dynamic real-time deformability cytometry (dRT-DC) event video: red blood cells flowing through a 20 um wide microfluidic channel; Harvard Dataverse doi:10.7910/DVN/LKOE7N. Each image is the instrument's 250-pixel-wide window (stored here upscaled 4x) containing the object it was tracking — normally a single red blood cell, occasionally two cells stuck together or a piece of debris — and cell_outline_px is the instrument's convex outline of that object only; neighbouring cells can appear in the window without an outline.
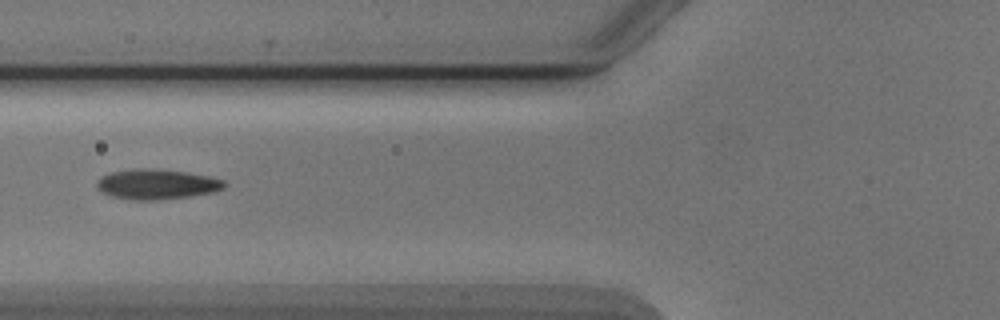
{"species": "Egyptian fruit bat (a non-hibernating species)", "species_latin": "Rousettus aegyptiacus", "temperature_condition": "cold", "stored_images_in_passage": 7, "camera_frame_rate_fps": 3000, "um_per_image_px": 0.085, "animal": {"sex": "male"}, "frame": {"image": 1, "passage_image": 6, "time_ms": 7.0, "image_size_px": [1000, 320], "cell_outline_px": [[224, 188], [212, 192], [188, 196], [156, 200], [132, 200], [112, 196], [96, 188], [96, 180], [100, 176], [112, 172], [132, 168], [144, 168], [188, 172], [208, 176], [224, 180]], "centroid_in_image_um": [13.27, 15.65], "position_along_channel_um": 112.5, "area_um2": 22.25}}
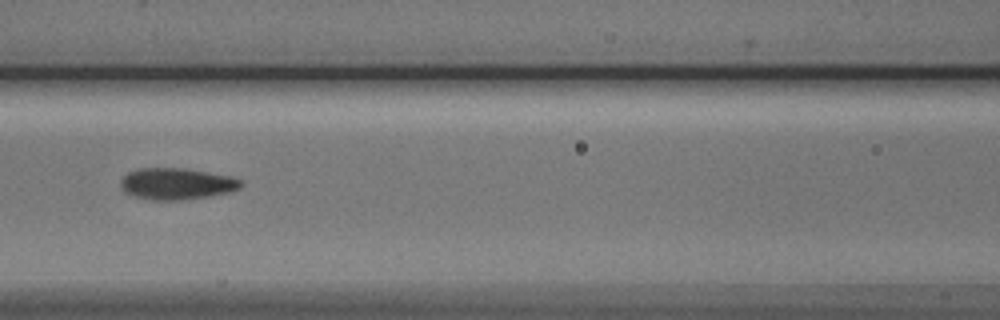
{"frame": {"image": 2, "passage_image": 7, "time_ms": 8.0, "image_size_px": [1000, 320], "cell_outline_px": [[244, 184], [240, 188], [228, 192], [208, 196], [180, 200], [152, 200], [136, 196], [124, 192], [120, 184], [120, 180], [128, 172], [136, 168], [184, 168], [232, 176], [240, 180]], "centroid_in_image_um": [15.01, 15.61], "position_along_channel_um": 151.6, "area_um2": 22.08}}